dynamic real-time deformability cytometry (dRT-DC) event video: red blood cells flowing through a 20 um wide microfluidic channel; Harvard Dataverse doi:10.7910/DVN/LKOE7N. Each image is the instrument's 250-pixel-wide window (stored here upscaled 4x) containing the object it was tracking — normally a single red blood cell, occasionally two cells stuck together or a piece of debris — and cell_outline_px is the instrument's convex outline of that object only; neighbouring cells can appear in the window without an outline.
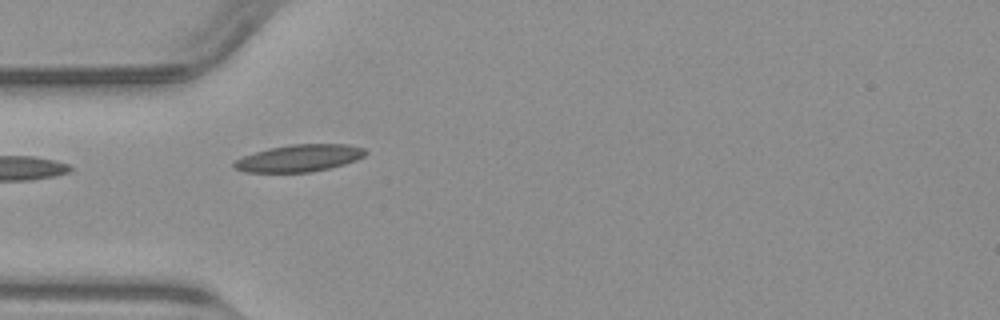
{"species": "common noctule bat (a hibernating species)", "species_latin": "Nyctalus noctula", "temperature_condition": "warm", "stored_images_in_passage": 13, "camera_frame_rate_fps": 3000, "um_per_image_px": 0.085, "animal": {"sex": "male", "body_mass_g": 23.1, "forearm_length_mm": 52.7}, "frame": {"image": 1, "passage_image": 1, "time_ms": 0.0, "image_size_px": [1000, 320], "cell_outline_px": [[368, 152], [364, 156], [356, 160], [344, 164], [312, 172], [244, 172], [232, 168], [232, 160], [240, 156], [268, 148], [288, 144], [348, 144], [364, 148]], "centroid_in_image_um": [25.36, 13.43], "position_along_channel_um": 59.6, "area_um2": 21.1}}
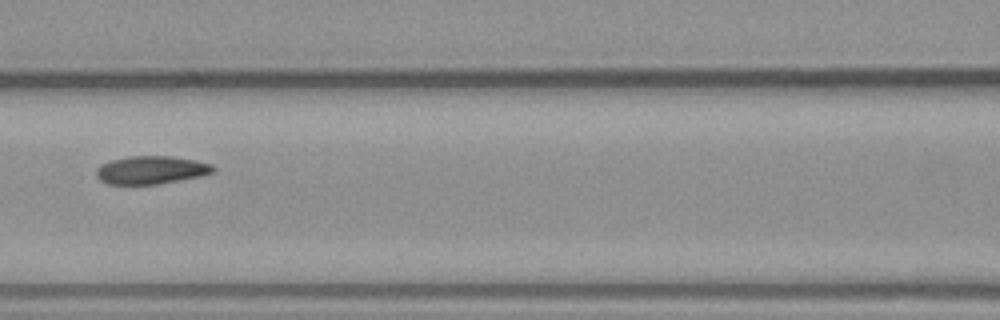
{"frame": {"image": 2, "passage_image": 8, "time_ms": 2.333, "image_size_px": [1000, 320], "cell_outline_px": [[216, 168], [212, 172], [200, 176], [156, 184], [108, 184], [100, 180], [96, 176], [96, 168], [100, 164], [112, 160], [128, 156], [172, 156], [196, 160], [212, 164]], "centroid_in_image_um": [12.82, 14.44], "position_along_channel_um": 153.8, "area_um2": 19.07}}
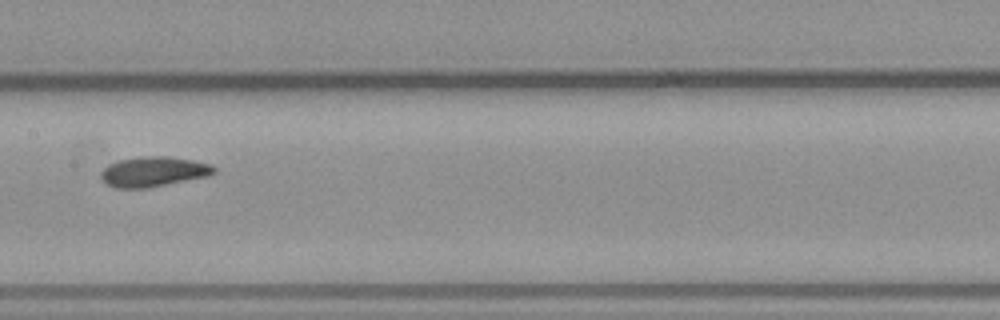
{"frame": {"image": 3, "passage_image": 11, "time_ms": 3.333, "image_size_px": [1000, 320], "cell_outline_px": [[216, 172], [208, 176], [148, 188], [116, 188], [108, 184], [100, 176], [100, 172], [108, 164], [120, 160], [140, 156], [168, 156], [192, 160], [212, 164], [216, 168]], "centroid_in_image_um": [13.06, 14.58], "position_along_channel_um": 194.3, "area_um2": 19.83}}